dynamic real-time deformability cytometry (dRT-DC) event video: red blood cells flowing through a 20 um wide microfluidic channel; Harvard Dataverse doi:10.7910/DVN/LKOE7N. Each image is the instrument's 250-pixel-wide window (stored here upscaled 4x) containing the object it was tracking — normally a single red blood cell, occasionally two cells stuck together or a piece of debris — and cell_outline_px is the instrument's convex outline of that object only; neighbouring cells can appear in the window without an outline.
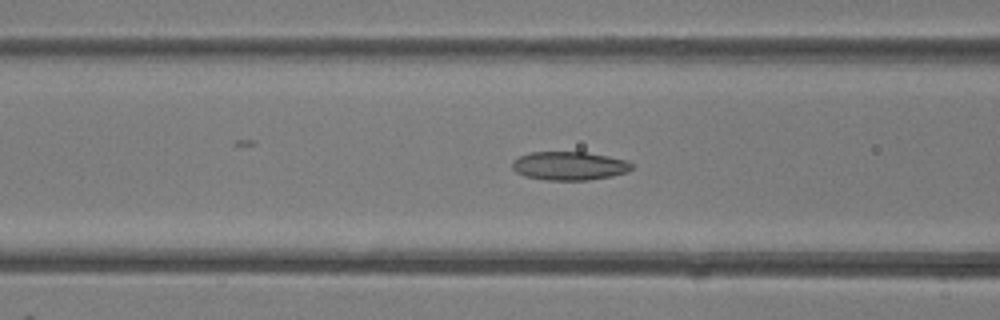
{"species": "common noctule bat (a hibernating species)", "species_latin": "Nyctalus noctula", "temperature_condition": "room temperature", "stored_images_in_passage": 34, "camera_frame_rate_fps": 3000, "um_per_image_px": 0.085, "animal": {"sex": "female"}, "frame": {"image": 1, "passage_image": 9, "time_ms": 2.667, "image_size_px": [1000, 320], "cell_outline_px": [[632, 168], [628, 172], [612, 176], [588, 180], [544, 180], [524, 176], [516, 172], [512, 168], [512, 160], [520, 156], [532, 152], [584, 152], [608, 156], [628, 160], [632, 164]], "centroid_in_image_um": [48.39, 14.1], "position_along_channel_um": 118.2, "area_um2": 20.0}}
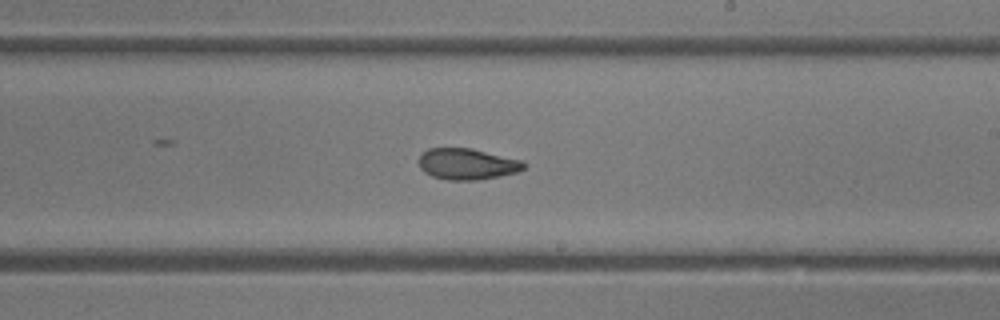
{"frame": {"image": 2, "passage_image": 17, "time_ms": 5.333, "image_size_px": [1000, 320], "cell_outline_px": [[528, 164], [524, 168], [516, 172], [476, 180], [448, 180], [432, 176], [424, 172], [420, 168], [420, 156], [428, 148], [472, 148], [524, 160]], "centroid_in_image_um": [39.74, 13.93], "position_along_channel_um": 249.3, "area_um2": 19.07}}
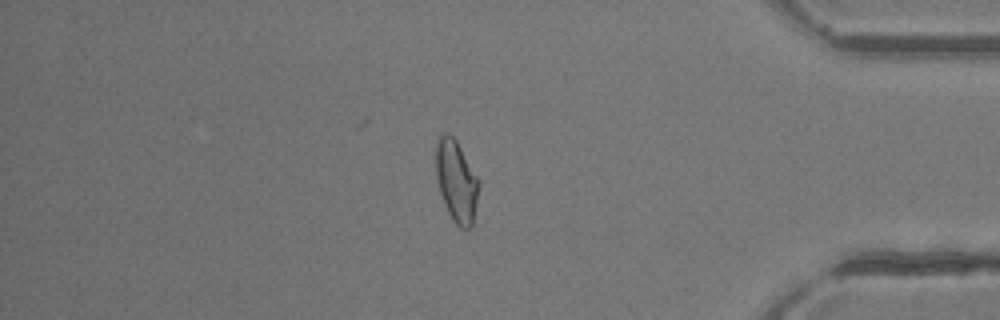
{"frame": {"image": 3, "passage_image": 28, "time_ms": 9.0, "image_size_px": [1000, 320], "cell_outline_px": [[480, 184], [472, 224], [468, 228], [460, 228], [452, 220], [444, 204], [440, 192], [436, 176], [436, 144], [440, 132], [448, 132], [456, 140], [480, 180]], "centroid_in_image_um": [38.79, 15.36], "position_along_channel_um": 396.4, "area_um2": 20.52}}